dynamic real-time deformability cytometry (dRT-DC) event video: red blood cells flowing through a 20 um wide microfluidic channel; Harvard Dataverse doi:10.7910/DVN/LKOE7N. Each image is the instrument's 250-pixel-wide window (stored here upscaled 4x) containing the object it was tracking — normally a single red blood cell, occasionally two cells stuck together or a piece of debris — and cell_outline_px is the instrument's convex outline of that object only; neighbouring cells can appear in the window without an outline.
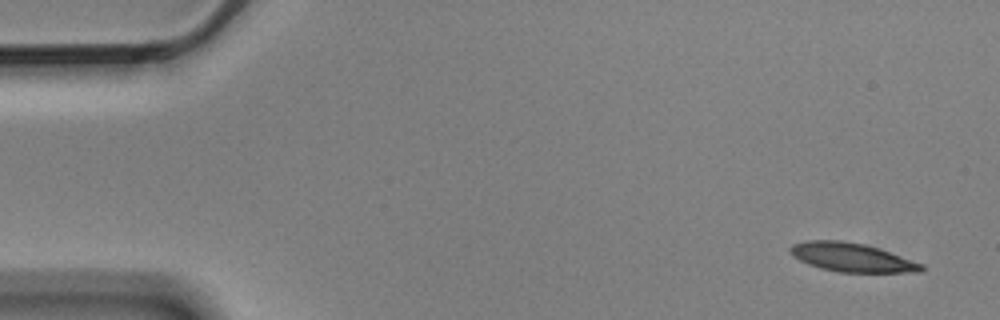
{"species": "Egyptian fruit bat (a non-hibernating species)", "species_latin": "Rousettus aegyptiacus", "temperature_condition": "cold", "stored_images_in_passage": 9, "camera_frame_rate_fps": 3000, "um_per_image_px": 0.085, "animal": {"sex": "male"}, "frame": {"image": 1, "passage_image": 1, "time_ms": 0.0, "image_size_px": [1000, 320], "cell_outline_px": [[924, 272], [840, 272], [820, 268], [808, 264], [792, 256], [788, 252], [788, 248], [792, 244], [808, 240], [840, 240], [864, 244], [880, 248], [924, 264]], "centroid_in_image_um": [72.39, 21.87], "position_along_channel_um": 12.6, "area_um2": 22.2}}
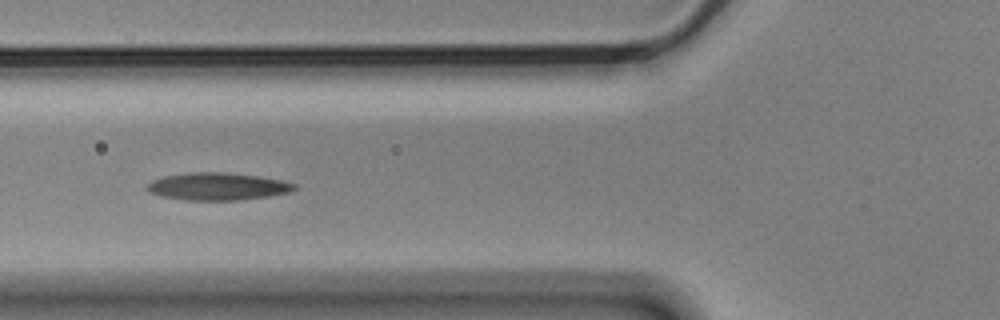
{"frame": {"image": 2, "passage_image": 6, "time_ms": 1.667, "image_size_px": [1000, 320], "cell_outline_px": [[296, 188], [288, 192], [268, 196], [240, 200], [184, 200], [164, 196], [148, 192], [148, 184], [152, 180], [164, 176], [188, 172], [224, 172], [260, 176], [280, 180], [296, 184]], "centroid_in_image_um": [18.49, 15.84], "position_along_channel_um": 107.3, "area_um2": 23.41}}
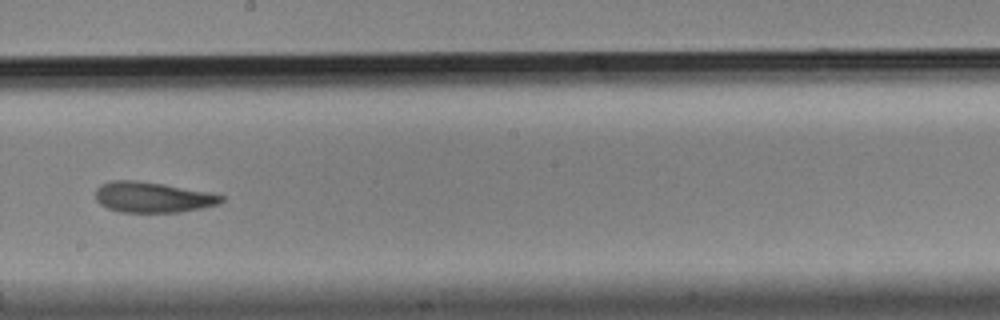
{"frame": {"image": 3, "passage_image": 9, "time_ms": 2.667, "image_size_px": [1000, 320], "cell_outline_px": [[224, 200], [220, 204], [204, 208], [180, 212], [120, 212], [108, 208], [100, 204], [96, 200], [96, 188], [100, 184], [112, 180], [136, 180], [164, 184], [224, 196]], "centroid_in_image_um": [12.95, 16.77], "position_along_channel_um": 235.3, "area_um2": 22.37}}